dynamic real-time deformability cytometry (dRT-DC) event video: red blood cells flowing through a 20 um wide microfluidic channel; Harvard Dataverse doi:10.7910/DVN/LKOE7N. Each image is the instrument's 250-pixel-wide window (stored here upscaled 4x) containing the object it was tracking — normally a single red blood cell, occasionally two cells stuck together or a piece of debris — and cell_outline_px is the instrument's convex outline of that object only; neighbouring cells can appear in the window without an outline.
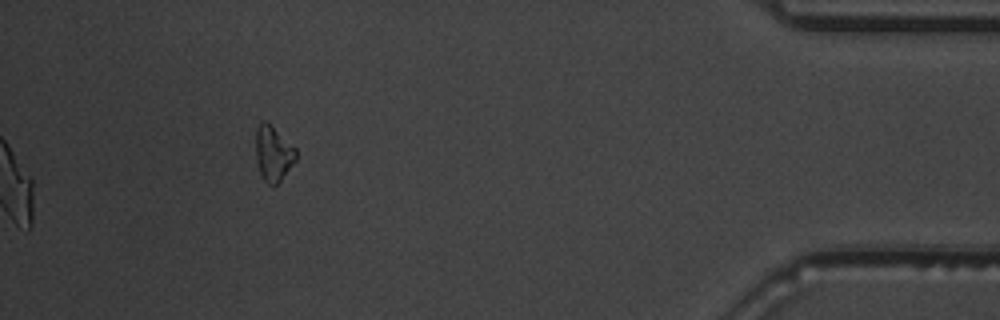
{"species": "common noctule bat (a hibernating species)", "species_latin": "Nyctalus noctula", "temperature_condition": "warm", "stored_images_in_passage": 34, "segment_of_instrument_passage": [2, 2], "camera_frame_rate_fps": 3000, "um_per_image_px": 0.085, "animal": {"sex": "male", "body_mass_g": 19.5, "forearm_length_mm": 54.6}, "frame": {"image": 1, "passage_image": 34, "time_ms": 11.0, "image_size_px": [1000, 320], "cell_outline_px": [[296, 160], [280, 180], [272, 188], [264, 180], [260, 172], [256, 160], [256, 128], [260, 120], [264, 120], [296, 148]], "centroid_in_image_um": [23.21, 13.06], "position_along_channel_um": 412.0, "area_um2": 12.77}}